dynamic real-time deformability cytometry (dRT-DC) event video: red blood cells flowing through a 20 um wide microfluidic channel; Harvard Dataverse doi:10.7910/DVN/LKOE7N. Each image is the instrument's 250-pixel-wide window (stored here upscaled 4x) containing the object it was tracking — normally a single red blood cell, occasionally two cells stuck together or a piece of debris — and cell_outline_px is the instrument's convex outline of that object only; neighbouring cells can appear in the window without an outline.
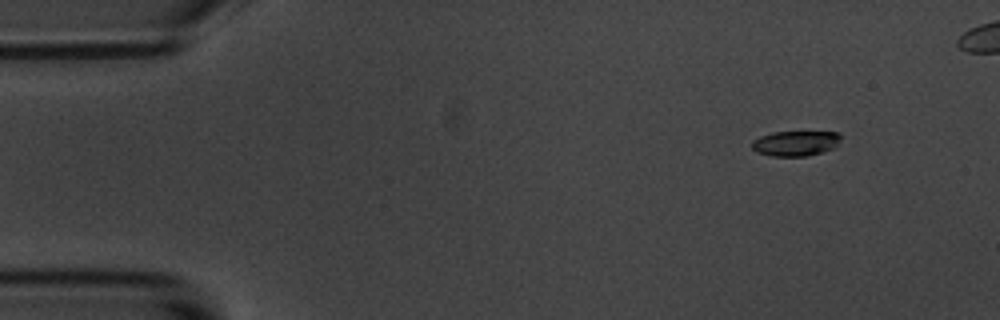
{"species": "common noctule bat (a hibernating species)", "species_latin": "Nyctalus noctula", "temperature_condition": "room temperature", "stored_images_in_passage": 4, "camera_frame_rate_fps": 3000, "um_per_image_px": 0.085, "animal": {"sex": "male", "body_mass_g": 20.1, "forearm_length_mm": 53.5}, "frame": {"image": 1, "passage_image": 1, "time_ms": 0.0, "image_size_px": [1000, 320], "cell_outline_px": [[840, 140], [836, 148], [824, 152], [808, 156], [772, 156], [756, 152], [752, 148], [752, 140], [760, 136], [772, 132], [840, 132]], "centroid_in_image_um": [67.64, 12.19], "position_along_channel_um": 17.4, "area_um2": 13.24}}